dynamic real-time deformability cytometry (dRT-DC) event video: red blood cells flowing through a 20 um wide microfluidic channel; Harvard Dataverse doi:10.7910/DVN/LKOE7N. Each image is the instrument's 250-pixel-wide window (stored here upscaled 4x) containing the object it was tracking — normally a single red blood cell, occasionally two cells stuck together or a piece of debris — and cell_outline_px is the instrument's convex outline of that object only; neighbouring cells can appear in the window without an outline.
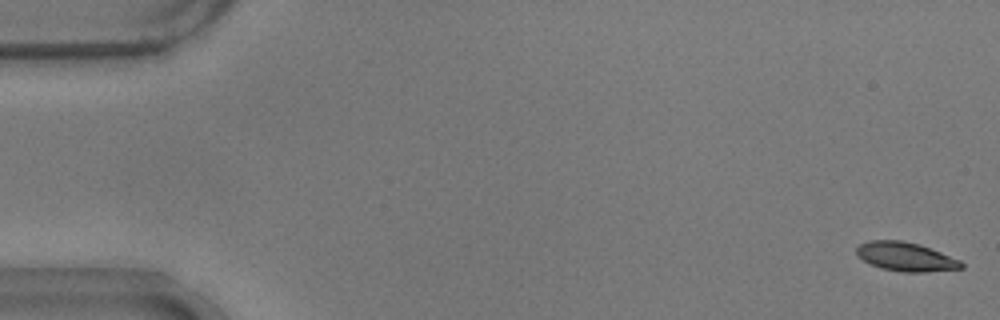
{"species": "common noctule bat (a hibernating species)", "species_latin": "Nyctalus noctula", "temperature_condition": "warm", "stored_images_in_passage": 48, "camera_frame_rate_fps": 3000, "um_per_image_px": 0.085, "animal": {"sex": "male", "body_mass_g": 17.9}, "frame": {"image": 1, "passage_image": 1, "time_ms": 0.0, "image_size_px": [1000, 320], "cell_outline_px": [[964, 268], [924, 272], [904, 272], [880, 268], [856, 256], [856, 248], [860, 244], [868, 240], [900, 240], [920, 244], [960, 260], [964, 264]], "centroid_in_image_um": [76.97, 21.81], "position_along_channel_um": 8.0, "area_um2": 17.63}}
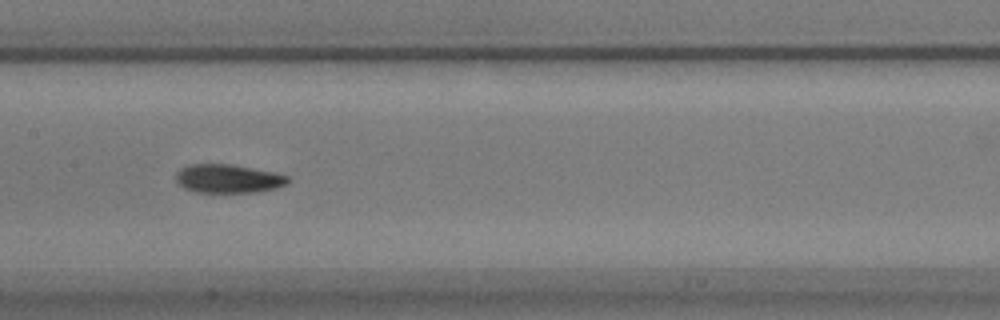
{"frame": {"image": 2, "passage_image": 27, "time_ms": 8.667, "image_size_px": [1000, 320], "cell_outline_px": [[292, 180], [288, 184], [276, 188], [260, 192], [196, 192], [184, 188], [176, 180], [176, 172], [180, 168], [188, 164], [232, 164], [272, 172], [288, 176]], "centroid_in_image_um": [19.41, 15.18], "position_along_channel_um": 188.0, "area_um2": 18.79}}
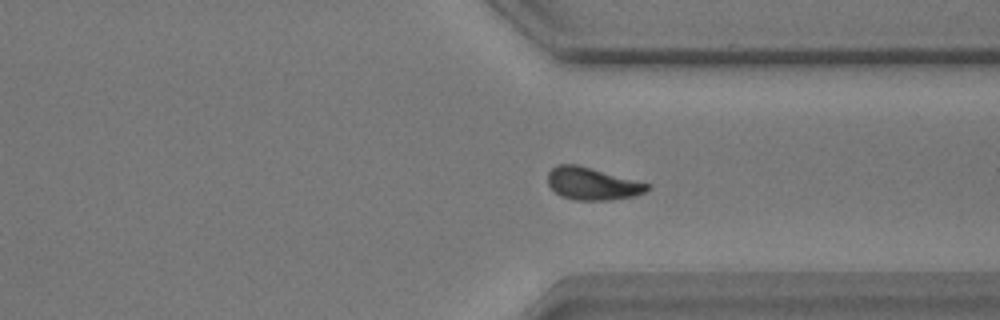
{"frame": {"image": 3, "passage_image": 41, "time_ms": 13.333, "image_size_px": [1000, 320], "cell_outline_px": [[648, 188], [644, 192], [632, 196], [608, 200], [576, 200], [560, 196], [548, 184], [548, 172], [556, 164], [576, 164], [592, 168], [648, 184]], "centroid_in_image_um": [50.27, 15.61], "position_along_channel_um": 361.1, "area_um2": 18.44}, "authors_computed_cell_mechanics": {"area_um2": 18.6116, "velocity_mm_per_s": 3.7054, "shape_relaxation_time_tau1_ms": 4.7147, "shape_relaxation_time_tau2_ms": 3.6144, "deformation_change_tau1": 0.1523, "deformation_change_tau2": 0.0842}}